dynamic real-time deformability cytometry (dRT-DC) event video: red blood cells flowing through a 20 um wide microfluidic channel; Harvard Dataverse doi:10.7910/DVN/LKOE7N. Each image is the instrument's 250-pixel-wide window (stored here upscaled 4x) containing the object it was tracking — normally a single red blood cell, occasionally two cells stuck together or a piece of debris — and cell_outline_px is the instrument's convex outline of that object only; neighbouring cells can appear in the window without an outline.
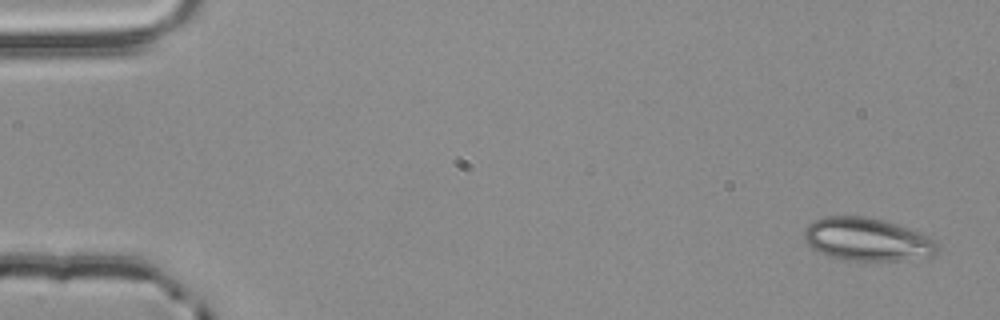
{"species": "common noctule bat (a hibernating species)", "species_latin": "Nyctalus noctula", "temperature_condition": "room temperature", "stored_images_in_passage": 4, "camera_frame_rate_fps": 3000, "um_per_image_px": 0.085, "animal": {"sex": "male", "body_mass_g": 20.4}, "frame": {"image": 1, "passage_image": 1, "time_ms": 0.0, "image_size_px": [1000, 320], "cell_outline_px": [[940, 248], [936, 256], [896, 260], [856, 260], [832, 256], [820, 252], [812, 248], [804, 240], [804, 228], [812, 220], [824, 216], [864, 216], [884, 220], [920, 232], [936, 240]], "centroid_in_image_um": [73.74, 20.33], "position_along_channel_um": 11.3, "area_um2": 33.41}}